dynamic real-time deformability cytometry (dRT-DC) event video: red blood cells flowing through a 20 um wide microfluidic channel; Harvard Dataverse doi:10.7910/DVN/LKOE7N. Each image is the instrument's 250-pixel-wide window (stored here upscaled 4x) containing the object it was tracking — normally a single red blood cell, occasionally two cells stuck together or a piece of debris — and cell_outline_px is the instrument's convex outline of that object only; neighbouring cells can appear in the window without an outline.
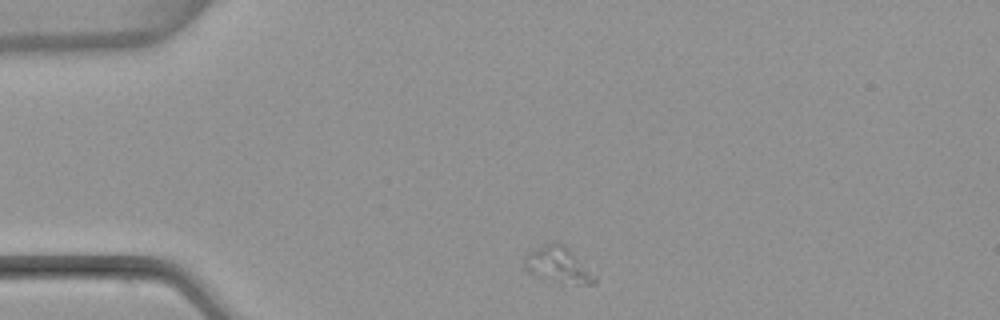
{"species": "common noctule bat (a hibernating species)", "species_latin": "Nyctalus noctula", "temperature_condition": "warm", "stored_images_in_passage": 2, "camera_frame_rate_fps": 3000, "um_per_image_px": 0.085, "animal": {"sex": "female", "body_mass_g": 22.7, "forearm_length_mm": 54.2}, "frame": {"image": 1, "passage_image": 1, "time_ms": 0.0, "image_size_px": [1000, 320], "cell_outline_px": [[596, 280], [592, 284], [576, 284], [552, 280], [528, 272], [524, 268], [524, 256], [528, 252], [552, 240], [564, 244], [596, 276]], "centroid_in_image_um": [47.42, 22.48], "position_along_channel_um": 37.6, "area_um2": 14.45}}
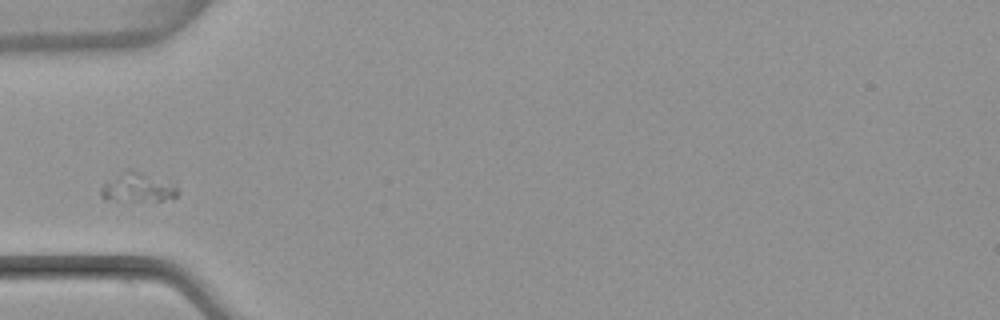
{"frame": {"image": 2, "passage_image": 2, "time_ms": 2.0, "image_size_px": [1000, 320], "cell_outline_px": [[176, 196], [160, 200], [104, 200], [100, 196], [100, 188], [104, 184], [128, 168], [132, 168], [176, 180]], "centroid_in_image_um": [11.76, 15.87], "position_along_channel_um": 73.2, "area_um2": 13.47}}